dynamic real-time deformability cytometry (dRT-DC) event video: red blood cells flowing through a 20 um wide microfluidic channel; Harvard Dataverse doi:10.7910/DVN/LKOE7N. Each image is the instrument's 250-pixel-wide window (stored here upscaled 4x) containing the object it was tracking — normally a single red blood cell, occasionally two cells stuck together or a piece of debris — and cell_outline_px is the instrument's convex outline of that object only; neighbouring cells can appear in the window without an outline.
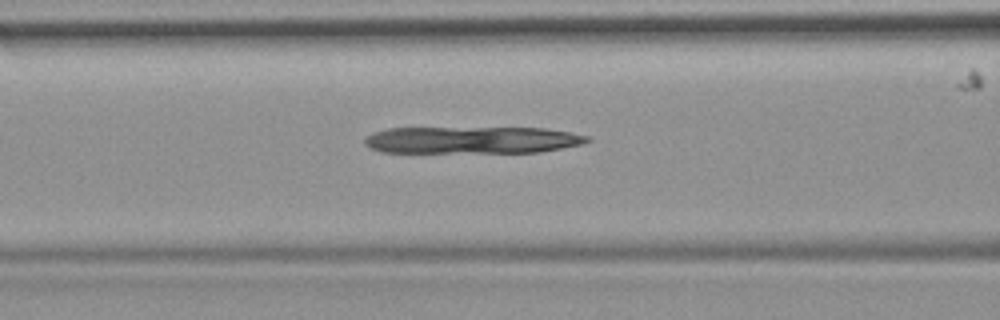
{"species": "common noctule bat (a hibernating species)", "species_latin": "Nyctalus noctula", "temperature_condition": "room temperature", "stored_images_in_passage": 37, "camera_frame_rate_fps": 3000, "um_per_image_px": 0.085, "animal": {"sex": "female", "body_mass_g": 19.9}, "frame": {"image": 1, "passage_image": 12, "time_ms": 3.667, "image_size_px": [1000, 320], "cell_outline_px": [[592, 140], [584, 144], [540, 152], [380, 152], [364, 144], [364, 140], [372, 132], [388, 128], [544, 128], [568, 132], [588, 136]], "centroid_in_image_um": [40.14, 11.9], "position_along_channel_um": 126.5, "area_um2": 35.03}}
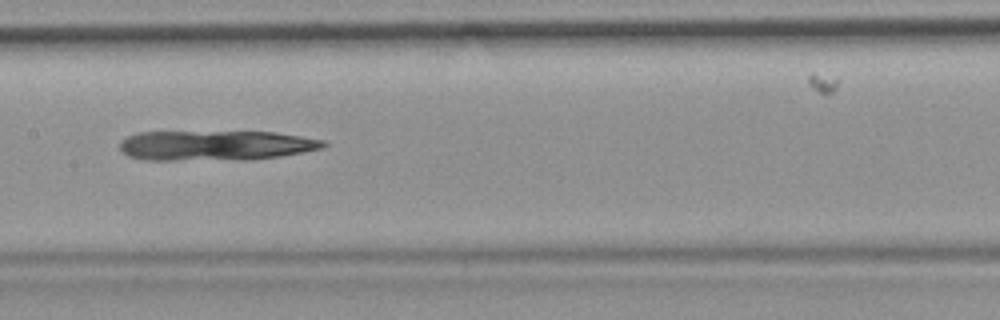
{"frame": {"image": 2, "passage_image": 17, "time_ms": 5.333, "image_size_px": [1000, 320], "cell_outline_px": [[328, 144], [320, 148], [280, 156], [252, 160], [144, 160], [128, 156], [120, 148], [120, 140], [128, 136], [140, 132], [276, 132], [324, 140]], "centroid_in_image_um": [18.3, 12.37], "position_along_channel_um": 189.1, "area_um2": 35.66}}
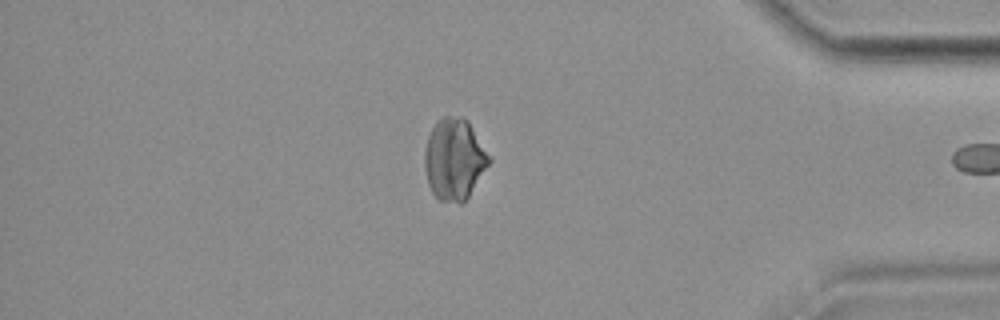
{"frame": {"image": 3, "passage_image": 36, "time_ms": 11.667, "image_size_px": [1000, 320], "cell_outline_px": [[492, 160], [468, 196], [460, 204], [440, 200], [432, 192], [428, 184], [424, 168], [424, 152], [428, 136], [436, 120], [444, 116], [460, 116], [468, 120]], "centroid_in_image_um": [38.6, 13.52], "position_along_channel_um": 396.6, "area_um2": 30.58}}